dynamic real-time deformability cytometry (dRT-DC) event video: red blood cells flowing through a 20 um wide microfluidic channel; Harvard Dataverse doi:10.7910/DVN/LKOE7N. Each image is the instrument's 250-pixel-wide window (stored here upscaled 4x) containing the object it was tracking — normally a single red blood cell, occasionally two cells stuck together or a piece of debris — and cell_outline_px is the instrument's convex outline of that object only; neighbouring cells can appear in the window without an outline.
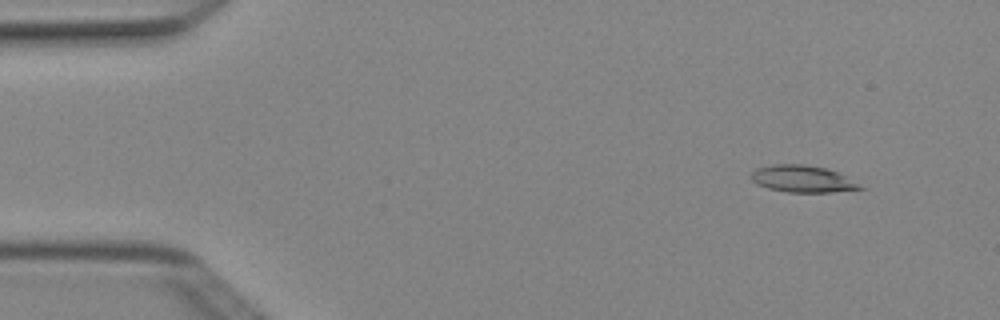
{"species": "Egyptian fruit bat (a non-hibernating species)", "species_latin": "Rousettus aegyptiacus", "temperature_condition": "cold", "stored_images_in_passage": 6, "camera_frame_rate_fps": 3000, "um_per_image_px": 0.085, "animal": {"sex": "female"}, "frame": {"image": 1, "passage_image": 2, "time_ms": 0.333, "image_size_px": [1000, 320], "cell_outline_px": [[868, 188], [832, 192], [788, 192], [768, 188], [756, 184], [752, 180], [752, 172], [756, 168], [772, 164], [804, 164], [824, 168], [836, 172]], "centroid_in_image_um": [68.2, 15.21], "position_along_channel_um": 16.8, "area_um2": 16.94}}
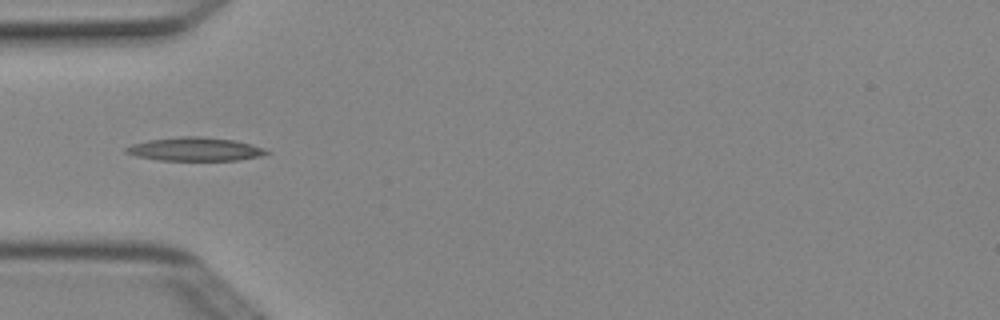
{"frame": {"image": 2, "passage_image": 5, "time_ms": 1.333, "image_size_px": [1000, 320], "cell_outline_px": [[272, 152], [264, 156], [236, 160], [160, 160], [136, 156], [124, 152], [124, 148], [132, 144], [148, 140], [180, 136], [200, 136], [232, 140], [252, 144], [264, 148]], "centroid_in_image_um": [16.6, 12.68], "position_along_channel_um": 68.4, "area_um2": 19.31}}
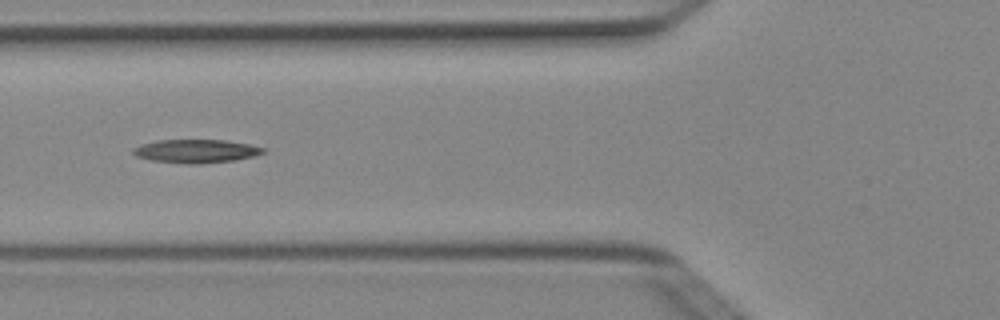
{"frame": {"image": 3, "passage_image": 6, "time_ms": 1.667, "image_size_px": [1000, 320], "cell_outline_px": [[264, 152], [252, 156], [236, 160], [200, 164], [188, 164], [152, 160], [136, 156], [132, 152], [132, 148], [140, 144], [156, 140], [224, 140], [248, 144], [264, 148]], "centroid_in_image_um": [16.61, 12.84], "position_along_channel_um": 109.2, "area_um2": 17.69}}